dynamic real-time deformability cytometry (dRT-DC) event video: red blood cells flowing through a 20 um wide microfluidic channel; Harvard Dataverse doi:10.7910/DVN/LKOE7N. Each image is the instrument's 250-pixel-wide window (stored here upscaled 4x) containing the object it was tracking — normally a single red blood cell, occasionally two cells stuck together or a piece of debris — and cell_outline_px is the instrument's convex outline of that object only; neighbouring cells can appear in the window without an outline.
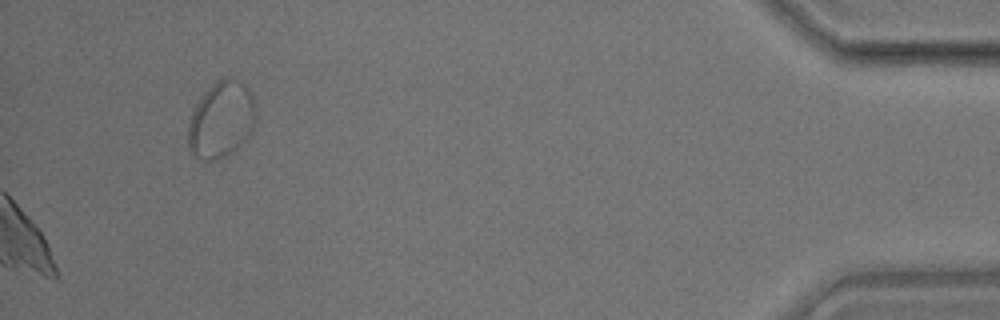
{"species": "common noctule bat (a hibernating species)", "species_latin": "Nyctalus noctula", "temperature_condition": "room temperature", "stored_images_in_passage": 36, "camera_frame_rate_fps": 3000, "um_per_image_px": 0.085, "animal": {"sex": "male", "body_mass_g": 17.9}, "frame": {"image": 1, "passage_image": 36, "time_ms": 11.667, "image_size_px": [1000, 320], "cell_outline_px": [[256, 120], [252, 128], [244, 140], [232, 152], [216, 160], [200, 160], [192, 156], [188, 148], [188, 124], [192, 112], [200, 96], [216, 80], [224, 76], [228, 76], [240, 80], [248, 88], [252, 96], [256, 112]], "centroid_in_image_um": [18.78, 10.15], "position_along_channel_um": 416.4, "area_um2": 30.46}}